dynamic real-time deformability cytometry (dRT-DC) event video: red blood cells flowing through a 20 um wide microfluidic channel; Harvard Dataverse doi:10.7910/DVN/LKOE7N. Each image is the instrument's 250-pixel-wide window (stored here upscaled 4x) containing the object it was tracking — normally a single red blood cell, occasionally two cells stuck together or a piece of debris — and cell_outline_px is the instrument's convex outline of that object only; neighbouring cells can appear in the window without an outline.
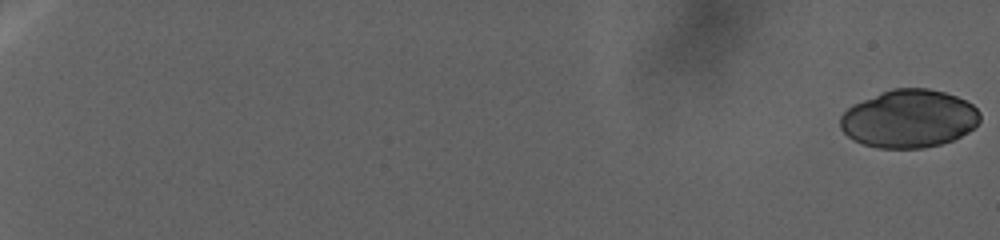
{"species": "human", "species_latin": "Homo sapiens", "temperature_condition": "warm", "stored_images_in_passage": 98, "camera_frame_rate_fps": 3000, "um_per_image_px": 0.085, "donor": {"sex": "female"}, "frame": {"image": 1, "passage_image": 1, "time_ms": 0.0, "image_size_px": [1000, 240], "cell_outline_px": [[980, 120], [968, 132], [952, 140], [940, 144], [924, 148], [876, 148], [852, 140], [840, 128], [840, 116], [848, 108], [864, 100], [892, 88], [928, 88], [944, 92], [956, 96], [972, 104], [980, 112]], "centroid_in_image_um": [77.26, 10.1], "position_along_channel_um": 7.7, "area_um2": 46.99}}
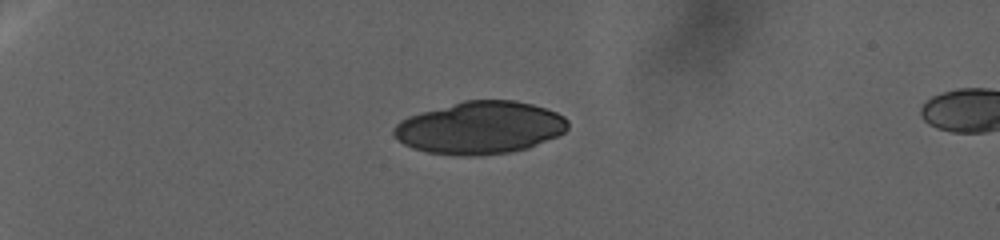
{"frame": {"image": 2, "passage_image": 33, "time_ms": 22.667, "image_size_px": [1000, 240], "cell_outline_px": [[568, 128], [564, 132], [556, 136], [528, 148], [512, 152], [480, 156], [452, 156], [428, 152], [412, 148], [404, 144], [392, 132], [392, 128], [400, 120], [408, 116], [464, 100], [512, 100], [532, 104], [556, 112], [564, 116], [568, 120]], "centroid_in_image_um": [40.79, 10.87], "position_along_channel_um": 44.2, "area_um2": 53.35}}